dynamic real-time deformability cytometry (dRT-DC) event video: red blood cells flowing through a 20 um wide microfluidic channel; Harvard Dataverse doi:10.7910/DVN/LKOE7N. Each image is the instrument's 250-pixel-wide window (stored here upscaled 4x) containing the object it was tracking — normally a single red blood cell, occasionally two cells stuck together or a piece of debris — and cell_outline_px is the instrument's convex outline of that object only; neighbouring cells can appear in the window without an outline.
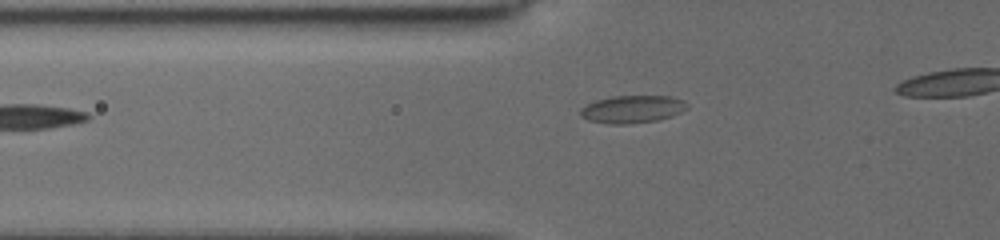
{"species": "common noctule bat (a hibernating species)", "species_latin": "Nyctalus noctula", "temperature_condition": "cold", "stored_images_in_passage": 25, "camera_frame_rate_fps": 3000, "um_per_image_px": 0.085, "animal": {"sex": "female", "body_mass_g": 19.5, "forearm_length_mm": 54.1}, "frame": {"image": 1, "passage_image": 4, "time_ms": 1.0, "image_size_px": [1000, 240], "cell_outline_px": [[688, 108], [672, 116], [656, 120], [628, 124], [608, 124], [588, 120], [580, 116], [580, 108], [596, 100], [612, 96], [668, 96], [684, 100]], "centroid_in_image_um": [53.72, 9.28], "position_along_channel_um": 72.1, "area_um2": 17.11}}
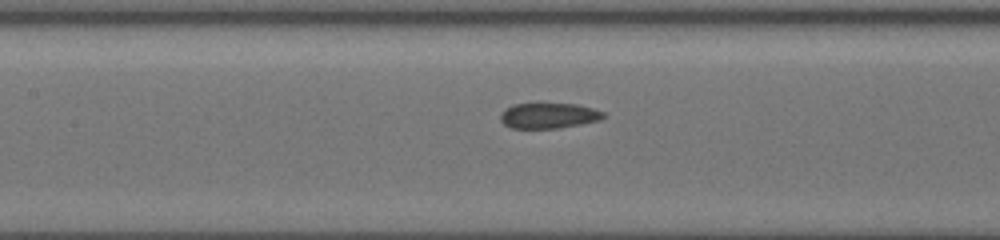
{"frame": {"image": 2, "passage_image": 13, "time_ms": 3.333, "image_size_px": [1000, 240], "cell_outline_px": [[604, 116], [596, 120], [580, 124], [556, 128], [512, 128], [504, 124], [500, 120], [500, 116], [512, 104], [536, 100], [540, 100], [576, 104], [592, 108], [604, 112]], "centroid_in_image_um": [46.58, 9.76], "position_along_channel_um": 160.8, "area_um2": 15.84}}
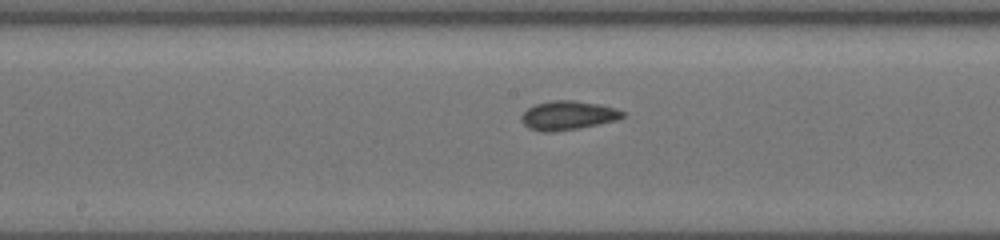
{"frame": {"image": 3, "passage_image": 17, "time_ms": 4.333, "image_size_px": [1000, 240], "cell_outline_px": [[624, 116], [612, 120], [596, 124], [576, 128], [552, 132], [544, 132], [528, 128], [520, 120], [520, 116], [528, 108], [536, 104], [552, 100], [572, 100], [600, 104], [616, 108], [624, 112]], "centroid_in_image_um": [48.21, 9.8], "position_along_channel_um": 200.0, "area_um2": 16.82}}